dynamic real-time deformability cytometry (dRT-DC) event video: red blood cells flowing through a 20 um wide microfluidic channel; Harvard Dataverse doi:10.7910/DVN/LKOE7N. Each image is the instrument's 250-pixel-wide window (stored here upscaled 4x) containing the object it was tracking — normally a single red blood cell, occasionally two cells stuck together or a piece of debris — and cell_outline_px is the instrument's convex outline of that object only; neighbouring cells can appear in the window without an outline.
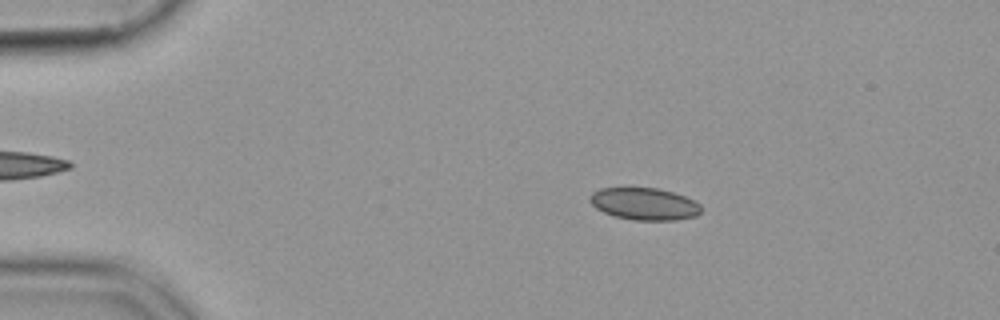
{"species": "common noctule bat (a hibernating species)", "species_latin": "Nyctalus noctula", "temperature_condition": "cold", "stored_images_in_passage": 17, "camera_frame_rate_fps": 3000, "um_per_image_px": 0.085, "animal": {"sex": "female", "body_mass_g": 19.9}, "frame": {"image": 1, "passage_image": 10, "time_ms": 3.0, "image_size_px": [1000, 320], "cell_outline_px": [[700, 212], [696, 216], [676, 220], [636, 220], [616, 216], [604, 212], [596, 208], [588, 200], [588, 196], [592, 192], [600, 188], [624, 184], [656, 188], [672, 192], [684, 196], [700, 204]], "centroid_in_image_um": [54.68, 17.27], "position_along_channel_um": 30.3, "area_um2": 21.5}}